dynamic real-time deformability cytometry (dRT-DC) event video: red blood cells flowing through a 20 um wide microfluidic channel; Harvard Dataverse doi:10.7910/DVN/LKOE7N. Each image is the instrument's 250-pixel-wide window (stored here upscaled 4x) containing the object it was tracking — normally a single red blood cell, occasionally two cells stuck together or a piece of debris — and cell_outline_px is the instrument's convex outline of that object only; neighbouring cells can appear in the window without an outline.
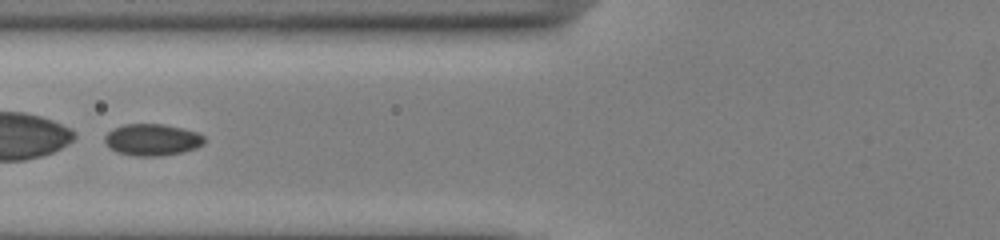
{"species": "common noctule bat (a hibernating species)", "species_latin": "Nyctalus noctula", "temperature_condition": "cold", "stored_images_in_passage": 48, "camera_frame_rate_fps": 3000, "um_per_image_px": 0.085, "animal": {"sex": "male", "body_mass_g": 13.0, "forearm_length_mm": 53.1}, "frame": {"image": 1, "passage_image": 23, "time_ms": 7.333, "image_size_px": [1000, 240], "cell_outline_px": [[204, 144], [196, 148], [184, 152], [160, 156], [132, 156], [116, 152], [104, 140], [104, 136], [112, 128], [124, 124], [164, 124], [184, 128], [196, 132], [204, 136]], "centroid_in_image_um": [12.95, 11.88], "position_along_channel_um": 112.9, "area_um2": 18.55}}
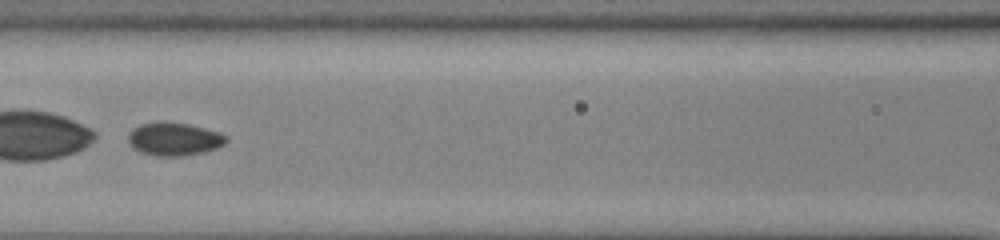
{"frame": {"image": 2, "passage_image": 26, "time_ms": 8.333, "image_size_px": [1000, 240], "cell_outline_px": [[228, 140], [224, 144], [216, 148], [204, 152], [180, 156], [156, 156], [140, 152], [132, 148], [128, 144], [128, 132], [132, 128], [140, 124], [188, 124], [220, 132]], "centroid_in_image_um": [14.77, 11.86], "position_along_channel_um": 151.8, "area_um2": 18.5}, "authors_computed_cell_mechanics": {"area_um2": 19.1029, "velocity_mm_per_s": 3.8696, "shape_relaxation_time_tau1_ms": 0.28, "shape_relaxation_time_tau2_ms": null, "deformation_change_tau1": 0.1767, "deformation_change_tau2": null}}